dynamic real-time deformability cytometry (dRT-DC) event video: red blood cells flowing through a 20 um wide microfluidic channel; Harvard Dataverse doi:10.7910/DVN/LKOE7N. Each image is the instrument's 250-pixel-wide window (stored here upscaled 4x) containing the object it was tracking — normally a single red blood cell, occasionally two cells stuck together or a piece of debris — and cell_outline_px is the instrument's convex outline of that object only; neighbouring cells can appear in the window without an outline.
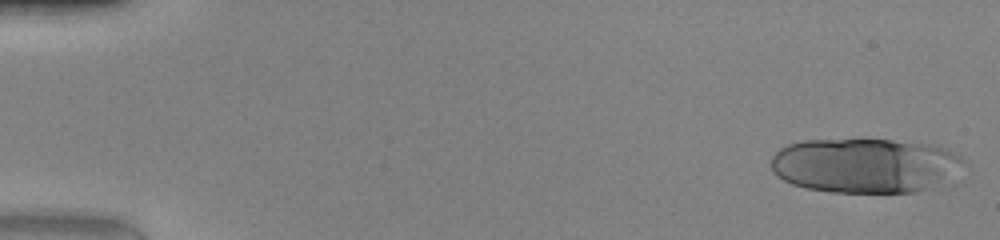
{"species": "human", "species_latin": "Homo sapiens", "temperature_condition": "warm", "stored_images_in_passage": 24, "camera_frame_rate_fps": 3000, "um_per_image_px": 0.085, "donor": {"sex": "female"}, "frame": {"image": 1, "passage_image": 1, "time_ms": 0.0, "image_size_px": [1000, 240], "cell_outline_px": [[968, 164], [952, 188], [916, 192], [832, 192], [804, 188], [792, 184], [776, 176], [772, 172], [772, 156], [780, 148], [788, 144], [804, 140], [892, 140], [932, 144], [948, 148], [956, 152]], "centroid_in_image_um": [73.77, 14.1], "position_along_channel_um": 11.2, "area_um2": 63.75}}
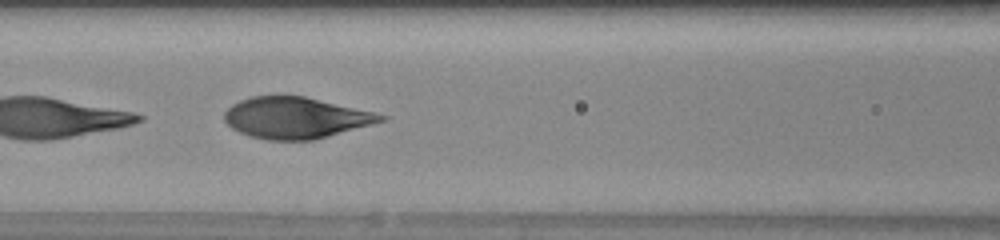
{"frame": {"image": 2, "passage_image": 22, "time_ms": 7.0, "image_size_px": [1000, 240], "cell_outline_px": [[388, 120], [328, 136], [312, 140], [264, 140], [248, 136], [232, 128], [224, 120], [224, 112], [232, 104], [240, 100], [252, 96], [304, 96], [376, 112], [388, 116]], "centroid_in_image_um": [25.15, 10.02], "position_along_channel_um": 141.5, "area_um2": 37.69}}